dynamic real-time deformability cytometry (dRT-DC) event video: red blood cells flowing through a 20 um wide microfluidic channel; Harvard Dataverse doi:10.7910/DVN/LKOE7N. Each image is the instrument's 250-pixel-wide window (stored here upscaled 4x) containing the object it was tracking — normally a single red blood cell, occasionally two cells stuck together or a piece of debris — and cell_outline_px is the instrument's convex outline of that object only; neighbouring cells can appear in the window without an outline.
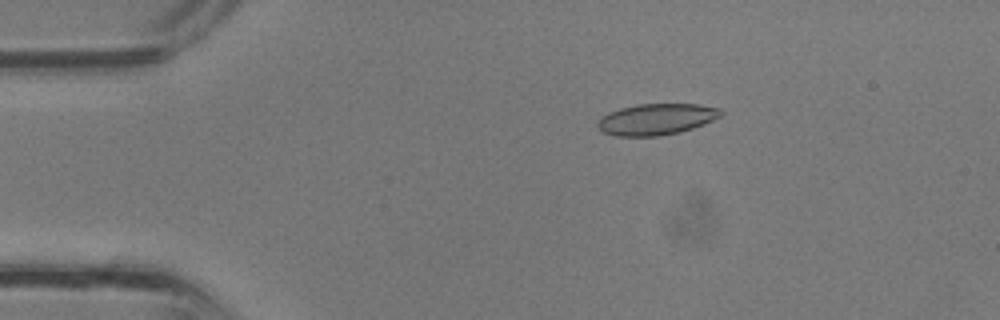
{"species": "common noctule bat (a hibernating species)", "species_latin": "Nyctalus noctula", "temperature_condition": "room temperature", "stored_images_in_passage": 36, "camera_frame_rate_fps": 3000, "um_per_image_px": 0.085, "animal": {"sex": "male", "body_mass_g": 13.3}, "frame": {"image": 1, "passage_image": 7, "time_ms": 2.0, "image_size_px": [1000, 320], "cell_outline_px": [[724, 112], [720, 116], [704, 124], [680, 132], [660, 136], [616, 136], [604, 132], [596, 124], [608, 112], [620, 108], [636, 104], [700, 104], [720, 108]], "centroid_in_image_um": [55.82, 10.13], "position_along_channel_um": 29.2, "area_um2": 22.37}}
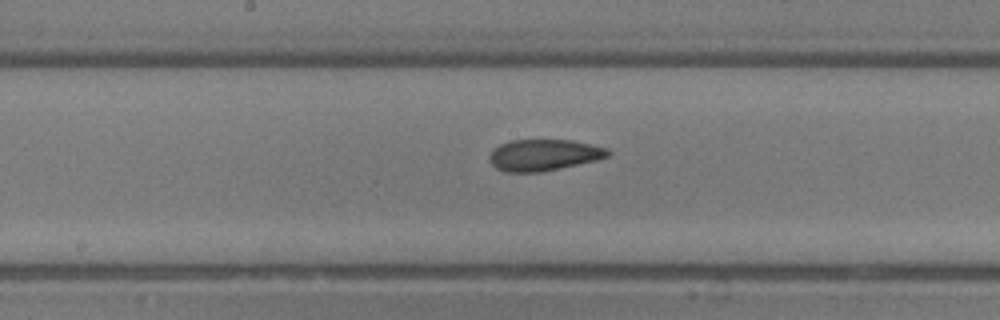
{"frame": {"image": 2, "passage_image": 19, "time_ms": 6.0, "image_size_px": [1000, 320], "cell_outline_px": [[612, 152], [608, 156], [596, 160], [560, 168], [540, 172], [504, 172], [496, 168], [488, 160], [488, 156], [492, 148], [500, 144], [512, 140], [572, 140], [592, 144], [608, 148]], "centroid_in_image_um": [46.2, 13.17], "position_along_channel_um": 202.0, "area_um2": 21.85}}
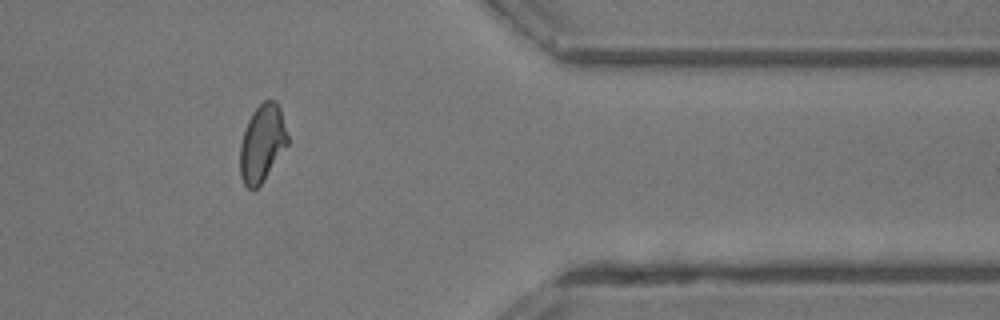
{"frame": {"image": 3, "passage_image": 30, "time_ms": 9.667, "image_size_px": [1000, 320], "cell_outline_px": [[288, 144], [260, 184], [256, 188], [248, 188], [244, 184], [240, 176], [240, 144], [248, 120], [252, 112], [264, 100], [276, 100], [280, 108], [288, 136]], "centroid_in_image_um": [22.28, 12.15], "position_along_channel_um": 389.1, "area_um2": 21.1}}